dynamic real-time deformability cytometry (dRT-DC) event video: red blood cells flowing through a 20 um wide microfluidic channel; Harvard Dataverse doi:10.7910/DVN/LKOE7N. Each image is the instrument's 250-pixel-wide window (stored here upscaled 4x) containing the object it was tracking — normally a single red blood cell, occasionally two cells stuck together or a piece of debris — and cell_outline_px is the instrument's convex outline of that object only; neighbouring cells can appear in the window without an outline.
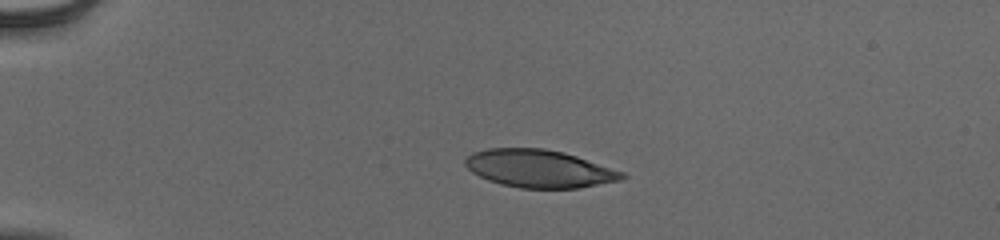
{"species": "human", "species_latin": "Homo sapiens", "temperature_condition": "cold", "stored_images_in_passage": 42, "camera_frame_rate_fps": 3000, "um_per_image_px": 0.085, "donor": {"sex": "male"}, "frame": {"image": 1, "passage_image": 1, "time_ms": 0.0, "image_size_px": [1000, 240], "cell_outline_px": [[628, 176], [620, 180], [580, 188], [520, 188], [500, 184], [488, 180], [472, 172], [464, 164], [464, 160], [472, 152], [488, 148], [544, 148], [564, 152], [624, 172]], "centroid_in_image_um": [45.82, 14.33], "position_along_channel_um": 39.2, "area_um2": 34.51}}
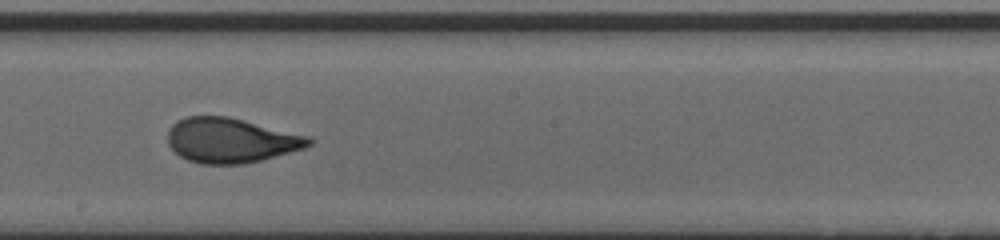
{"frame": {"image": 2, "passage_image": 20, "time_ms": 6.333, "image_size_px": [1000, 240], "cell_outline_px": [[316, 140], [312, 144], [304, 148], [260, 160], [244, 164], [200, 164], [188, 160], [180, 156], [168, 144], [168, 128], [176, 120], [188, 116], [228, 116], [308, 136]], "centroid_in_image_um": [19.6, 11.93], "position_along_channel_um": 228.6, "area_um2": 36.82}}
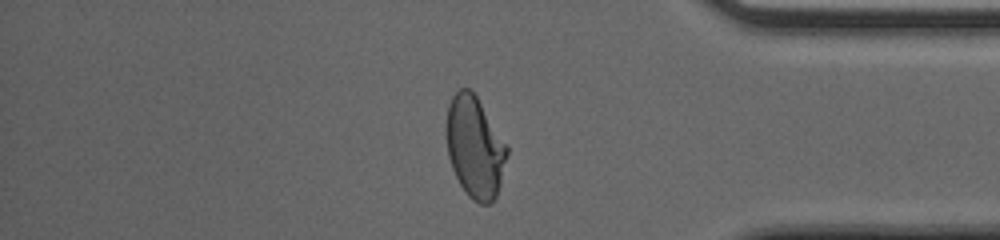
{"frame": {"image": 3, "passage_image": 34, "time_ms": 11.0, "image_size_px": [1000, 240], "cell_outline_px": [[508, 152], [500, 184], [496, 196], [488, 204], [480, 204], [472, 200], [468, 196], [460, 184], [452, 168], [448, 156], [444, 132], [444, 128], [448, 104], [452, 96], [460, 88], [468, 88], [476, 96], [508, 144]], "centroid_in_image_um": [40.34, 12.49], "position_along_channel_um": 394.9, "area_um2": 36.24}, "authors_computed_cell_mechanics": {"area_um2": 36.8764, "velocity_mm_per_s": 3.8915, "shape_relaxation_time_tau1_ms": 4.9371, "shape_relaxation_time_tau2_ms": 0.7044, "deformation_change_tau1": 0.1991, "deformation_change_tau2": 0.0684}}